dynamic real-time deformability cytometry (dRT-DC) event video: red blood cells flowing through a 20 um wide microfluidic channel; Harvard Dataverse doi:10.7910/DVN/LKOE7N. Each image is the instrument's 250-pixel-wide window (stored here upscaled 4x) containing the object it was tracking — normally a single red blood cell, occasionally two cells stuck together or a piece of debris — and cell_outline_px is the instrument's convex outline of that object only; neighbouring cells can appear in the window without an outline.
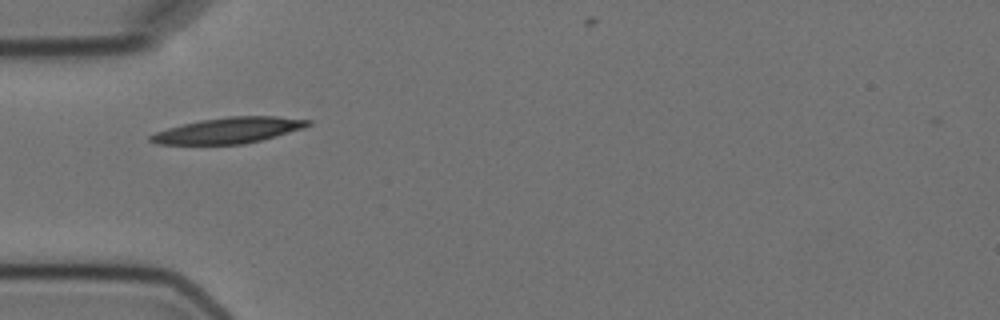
{"species": "Egyptian fruit bat (a non-hibernating species)", "species_latin": "Rousettus aegyptiacus", "temperature_condition": "cold", "stored_images_in_passage": 8, "camera_frame_rate_fps": 3000, "um_per_image_px": 0.085, "animal": {"sex": "female"}, "frame": {"image": 1, "passage_image": 2, "time_ms": 2.0, "image_size_px": [1000, 320], "cell_outline_px": [[312, 124], [304, 128], [276, 136], [244, 144], [156, 144], [148, 140], [148, 136], [156, 132], [168, 128], [200, 120], [228, 116], [276, 116], [312, 120]], "centroid_in_image_um": [19.45, 11.08], "position_along_channel_um": 65.6, "area_um2": 23.64}}
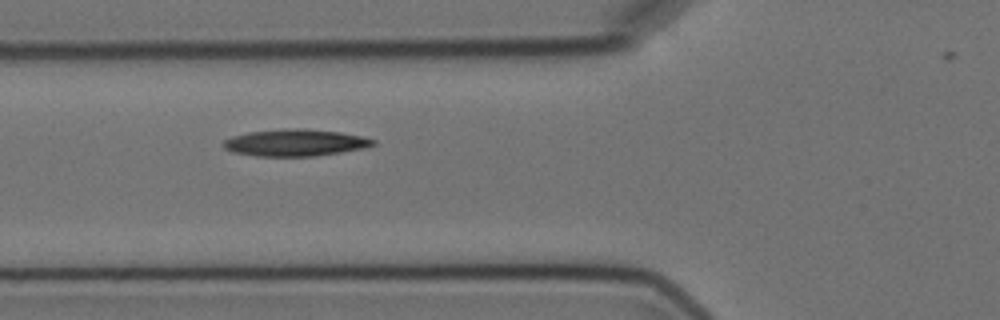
{"frame": {"image": 2, "passage_image": 3, "time_ms": 3.0, "image_size_px": [1000, 320], "cell_outline_px": [[376, 144], [364, 148], [340, 152], [312, 156], [256, 156], [232, 152], [224, 148], [220, 144], [224, 140], [232, 136], [248, 132], [284, 128], [304, 128], [340, 132], [360, 136], [376, 140]], "centroid_in_image_um": [25.05, 12.12], "position_along_channel_um": 100.8, "area_um2": 23.52}}